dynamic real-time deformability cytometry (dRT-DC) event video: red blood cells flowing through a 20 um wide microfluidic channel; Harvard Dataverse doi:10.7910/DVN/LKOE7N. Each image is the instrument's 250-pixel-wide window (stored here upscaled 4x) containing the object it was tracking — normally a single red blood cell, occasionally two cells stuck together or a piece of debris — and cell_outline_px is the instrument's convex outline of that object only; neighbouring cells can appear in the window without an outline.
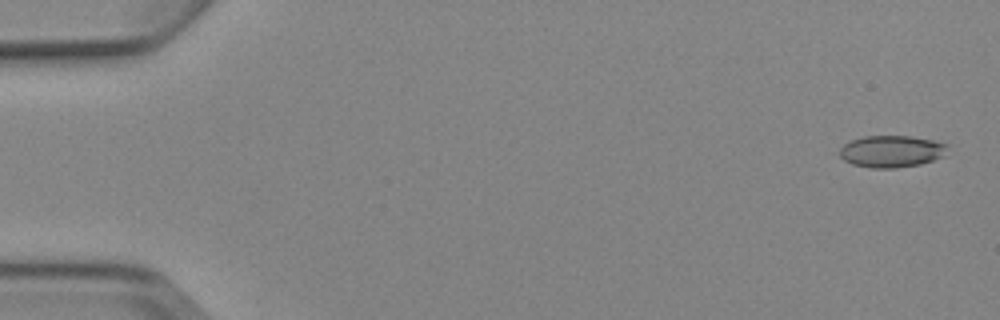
{"species": "Egyptian fruit bat (a non-hibernating species)", "species_latin": "Rousettus aegyptiacus", "temperature_condition": "cold", "stored_images_in_passage": 5, "camera_frame_rate_fps": 3000, "um_per_image_px": 0.085, "animal": {"sex": "female"}, "frame": {"image": 1, "passage_image": 1, "time_ms": 0.0, "image_size_px": [1000, 320], "cell_outline_px": [[948, 144], [944, 156], [920, 164], [896, 168], [872, 168], [852, 164], [844, 160], [840, 156], [840, 148], [844, 144], [852, 140], [864, 136], [908, 136], [932, 140]], "centroid_in_image_um": [75.77, 12.87], "position_along_channel_um": 9.2, "area_um2": 19.94}}
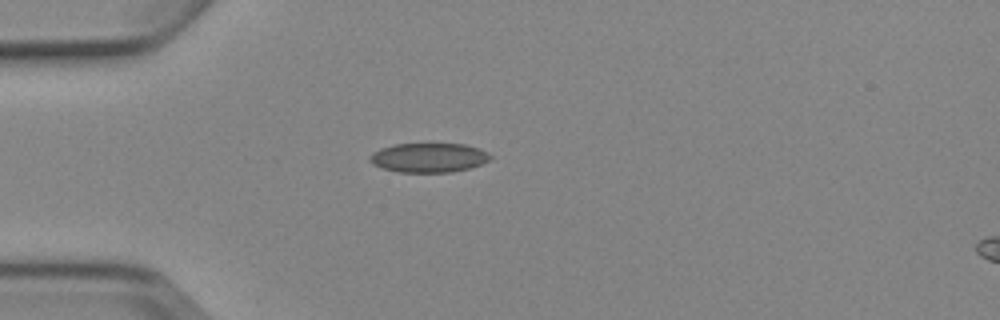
{"frame": {"image": 2, "passage_image": 4, "time_ms": 4.333, "image_size_px": [1000, 320], "cell_outline_px": [[492, 160], [468, 168], [452, 172], [396, 172], [372, 164], [368, 160], [368, 156], [372, 152], [380, 148], [396, 144], [464, 144], [480, 148], [488, 152], [492, 156]], "centroid_in_image_um": [36.44, 13.4], "position_along_channel_um": 48.6, "area_um2": 20.75}}